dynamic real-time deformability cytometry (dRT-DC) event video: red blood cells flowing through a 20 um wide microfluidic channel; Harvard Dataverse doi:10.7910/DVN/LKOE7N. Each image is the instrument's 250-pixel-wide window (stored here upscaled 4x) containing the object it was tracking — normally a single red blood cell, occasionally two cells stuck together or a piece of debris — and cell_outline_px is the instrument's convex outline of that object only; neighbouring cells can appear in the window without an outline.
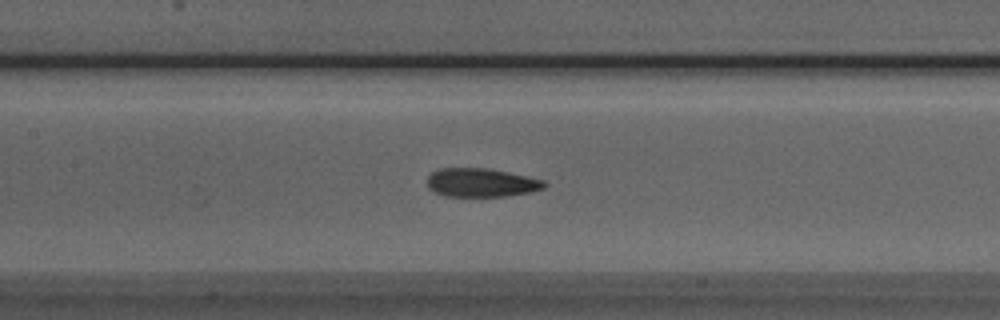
{"species": "Egyptian fruit bat (a non-hibernating species)", "species_latin": "Rousettus aegyptiacus", "temperature_condition": "room temperature", "stored_images_in_passage": 44, "camera_frame_rate_fps": 3000, "um_per_image_px": 0.085, "animal": {"sex": "male"}, "frame": {"image": 1, "passage_image": 15, "time_ms": 4.667, "image_size_px": [1000, 320], "cell_outline_px": [[548, 184], [544, 188], [528, 192], [504, 196], [444, 196], [428, 188], [428, 176], [432, 172], [440, 168], [484, 168], [544, 180]], "centroid_in_image_um": [40.87, 15.52], "position_along_channel_um": 166.5, "area_um2": 19.19}}
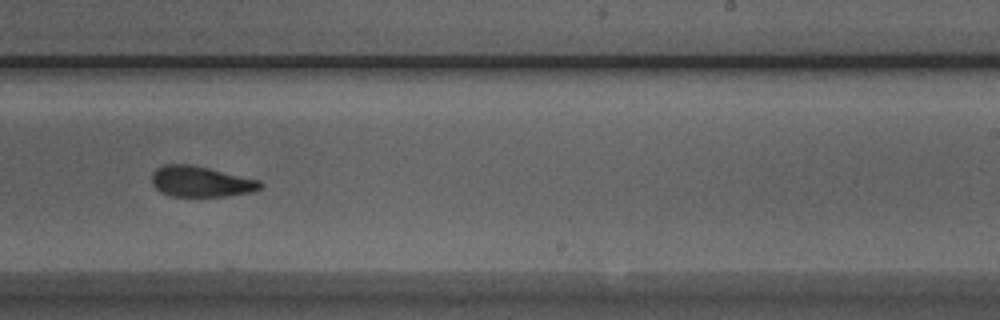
{"frame": {"image": 2, "passage_image": 23, "time_ms": 7.333, "image_size_px": [1000, 320], "cell_outline_px": [[264, 184], [260, 188], [248, 192], [224, 196], [172, 196], [160, 192], [152, 184], [152, 172], [156, 168], [164, 164], [192, 164], [260, 180]], "centroid_in_image_um": [17.03, 15.42], "position_along_channel_um": 272.0, "area_um2": 19.36}}
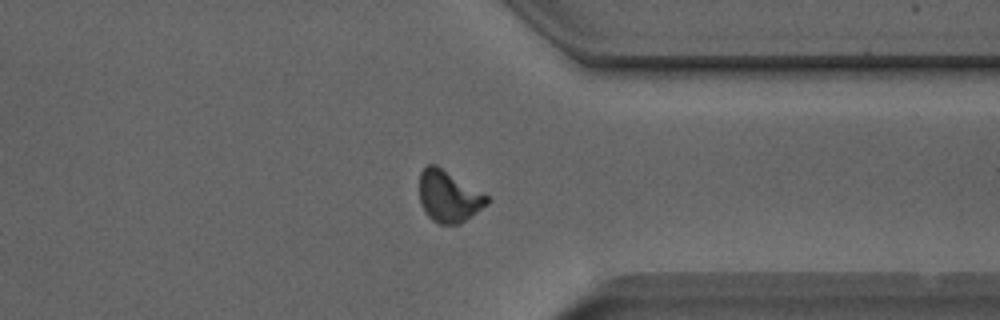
{"frame": {"image": 3, "passage_image": 31, "time_ms": 10.0, "image_size_px": [1000, 320], "cell_outline_px": [[492, 200], [488, 204], [460, 224], [436, 224], [424, 212], [420, 204], [420, 172], [428, 164], [436, 164], [488, 196]], "centroid_in_image_um": [38.13, 16.71], "position_along_channel_um": 373.3, "area_um2": 20.35}, "authors_computed_cell_mechanics": {"area_um2": 19.8543, "velocity_mm_per_s": 3.9685, "shape_relaxation_time_tau1_ms": 9.1522, "shape_relaxation_time_tau2_ms": 1.4925, "deformation_change_tau1": 0.2094, "deformation_change_tau2": 0.0789}}